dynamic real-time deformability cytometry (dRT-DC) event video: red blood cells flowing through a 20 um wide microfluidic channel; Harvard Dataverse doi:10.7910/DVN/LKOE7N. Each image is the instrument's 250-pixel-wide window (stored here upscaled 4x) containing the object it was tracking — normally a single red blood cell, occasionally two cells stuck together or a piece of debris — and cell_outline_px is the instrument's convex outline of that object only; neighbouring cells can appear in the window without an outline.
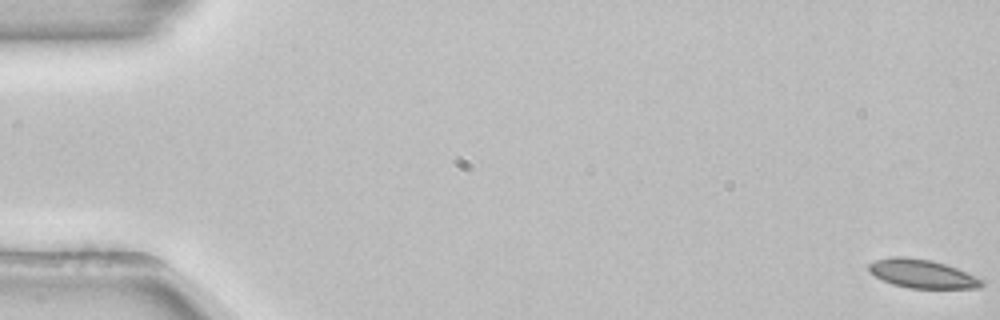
{"species": "common noctule bat (a hibernating species)", "species_latin": "Nyctalus noctula", "temperature_condition": "room temperature", "stored_images_in_passage": 17, "camera_frame_rate_fps": 3000, "um_per_image_px": 0.085, "animal": {"sex": "female", "body_mass_g": 22.7, "forearm_length_mm": 54.2}, "frame": {"image": 1, "passage_image": 1, "time_ms": 0.0, "image_size_px": [1000, 320], "cell_outline_px": [[984, 284], [980, 288], [908, 288], [892, 284], [868, 272], [868, 264], [876, 260], [892, 256], [908, 256], [932, 260], [956, 268], [984, 280]], "centroid_in_image_um": [78.37, 23.26], "position_along_channel_um": 6.6, "area_um2": 18.84}}